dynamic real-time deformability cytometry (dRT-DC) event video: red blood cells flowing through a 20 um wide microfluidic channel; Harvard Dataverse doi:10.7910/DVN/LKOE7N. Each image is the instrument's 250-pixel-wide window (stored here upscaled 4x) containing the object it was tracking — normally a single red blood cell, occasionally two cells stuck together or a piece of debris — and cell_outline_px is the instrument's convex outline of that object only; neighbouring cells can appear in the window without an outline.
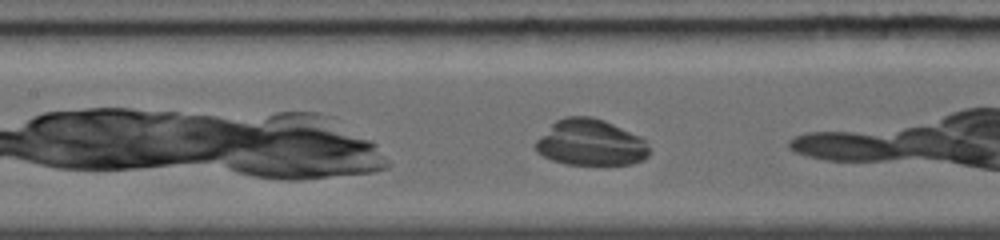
{"species": "common noctule bat (a hibernating species)", "species_latin": "Nyctalus noctula", "temperature_condition": "warm", "stored_images_in_passage": 31, "camera_frame_rate_fps": 5000, "um_per_image_px": 0.085, "animal": {"sex": "female", "body_mass_g": 19.0, "forearm_length_mm": 56.7}, "frame": {"image": 1, "passage_image": 10, "time_ms": 2.2, "image_size_px": [1000, 240], "cell_outline_px": [[648, 156], [644, 160], [632, 164], [568, 164], [552, 160], [536, 152], [536, 140], [556, 120], [564, 116], [592, 116], [604, 120], [640, 136], [648, 144]], "centroid_in_image_um": [50.2, 12.12], "position_along_channel_um": 157.2, "area_um2": 30.52}}
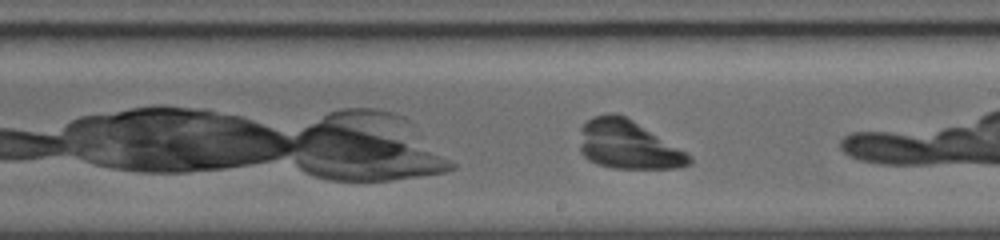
{"frame": {"image": 2, "passage_image": 18, "time_ms": 4.0, "image_size_px": [1000, 240], "cell_outline_px": [[692, 160], [688, 164], [676, 168], [612, 168], [596, 164], [588, 160], [580, 152], [580, 128], [592, 116], [608, 112], [616, 112], [632, 120], [692, 156]], "centroid_in_image_um": [53.31, 12.3], "position_along_channel_um": 235.7, "area_um2": 30.87}}
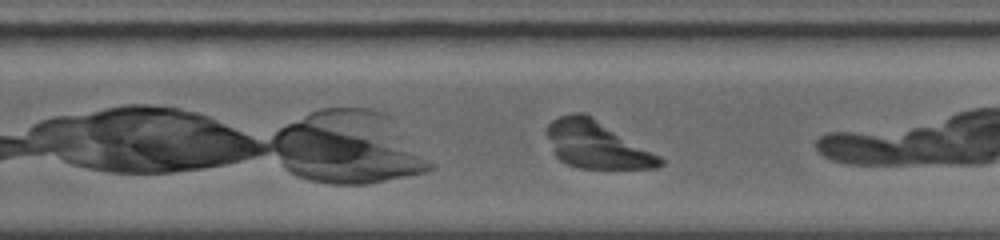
{"frame": {"image": 3, "passage_image": 22, "time_ms": 5.0, "image_size_px": [1000, 240], "cell_outline_px": [[664, 164], [656, 168], [580, 168], [568, 164], [560, 160], [556, 156], [544, 132], [548, 124], [552, 120], [560, 116], [572, 112], [584, 112], [592, 116], [660, 156], [664, 160]], "centroid_in_image_um": [50.68, 12.28], "position_along_channel_um": 279.1, "area_um2": 31.04}}